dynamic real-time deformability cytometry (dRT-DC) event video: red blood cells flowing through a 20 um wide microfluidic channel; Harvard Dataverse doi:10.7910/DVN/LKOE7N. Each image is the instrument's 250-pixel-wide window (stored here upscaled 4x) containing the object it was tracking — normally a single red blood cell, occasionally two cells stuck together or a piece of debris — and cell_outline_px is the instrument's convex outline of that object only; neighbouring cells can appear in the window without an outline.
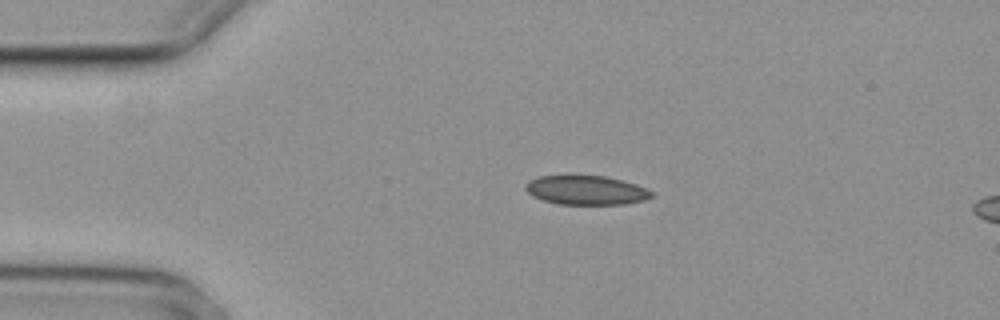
{"species": "common noctule bat (a hibernating species)", "species_latin": "Nyctalus noctula", "temperature_condition": "cold", "stored_images_in_passage": 3, "segment_of_instrument_passage": [1, 2], "camera_frame_rate_fps": 3000, "um_per_image_px": 0.085, "animal": {"sex": "female", "body_mass_g": 29.2, "forearm_length_mm": 56.3}, "frame": {"image": 1, "passage_image": 1, "time_ms": 0.0, "image_size_px": [1000, 320], "cell_outline_px": [[652, 196], [644, 200], [624, 204], [556, 204], [532, 196], [524, 188], [524, 184], [528, 180], [540, 176], [604, 176], [636, 184], [652, 192]], "centroid_in_image_um": [49.77, 16.17], "position_along_channel_um": 35.2, "area_um2": 21.21}}